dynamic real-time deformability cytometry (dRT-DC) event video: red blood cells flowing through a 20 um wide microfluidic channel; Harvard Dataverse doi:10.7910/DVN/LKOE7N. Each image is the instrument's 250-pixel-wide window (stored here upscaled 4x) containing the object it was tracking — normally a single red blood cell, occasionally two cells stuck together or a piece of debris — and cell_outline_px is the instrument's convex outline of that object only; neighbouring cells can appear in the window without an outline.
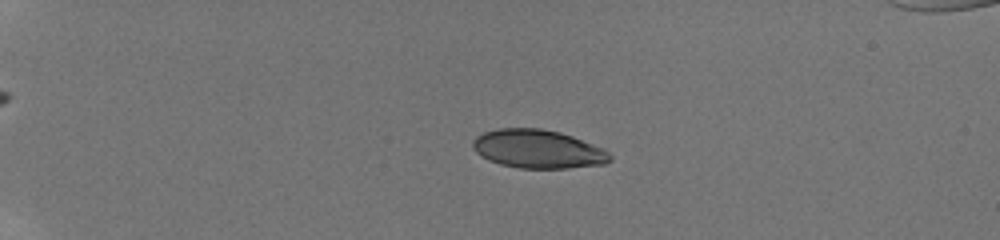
{"species": "human", "species_latin": "Homo sapiens", "temperature_condition": "room temperature", "stored_images_in_passage": 32, "camera_frame_rate_fps": 3000, "um_per_image_px": 0.085, "donor": {"sex": "male"}, "frame": {"image": 1, "passage_image": 6, "time_ms": 4.333, "image_size_px": [1000, 240], "cell_outline_px": [[612, 160], [604, 164], [568, 168], [520, 168], [500, 164], [488, 160], [480, 156], [472, 148], [472, 140], [476, 136], [484, 132], [500, 128], [540, 128], [560, 132], [572, 136], [604, 148], [612, 156]], "centroid_in_image_um": [45.72, 12.66], "position_along_channel_um": 39.3, "area_um2": 30.98}}
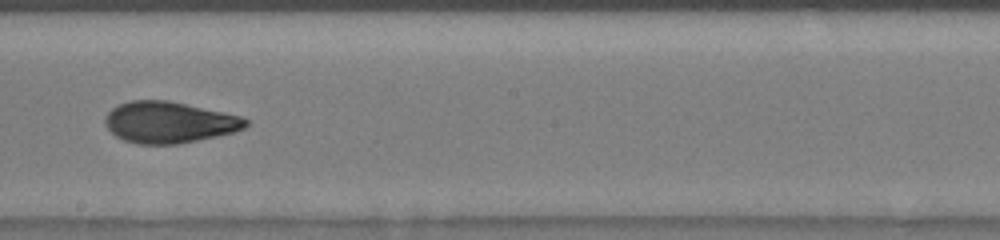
{"frame": {"image": 2, "passage_image": 19, "time_ms": 11.333, "image_size_px": [1000, 240], "cell_outline_px": [[248, 124], [244, 128], [232, 132], [216, 136], [176, 144], [136, 144], [124, 140], [116, 136], [108, 128], [104, 120], [108, 112], [112, 108], [120, 104], [132, 100], [168, 100], [224, 112], [240, 116], [248, 120]], "centroid_in_image_um": [14.36, 10.39], "position_along_channel_um": 233.8, "area_um2": 33.58}}
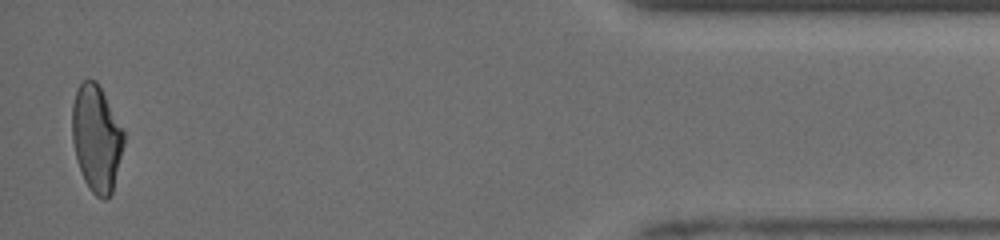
{"frame": {"image": 3, "passage_image": 32, "time_ms": 17.667, "image_size_px": [1000, 240], "cell_outline_px": [[124, 144], [112, 192], [104, 200], [96, 196], [92, 192], [84, 180], [76, 156], [72, 140], [72, 104], [76, 92], [80, 84], [84, 80], [96, 80], [124, 132]], "centroid_in_image_um": [8.19, 11.77], "position_along_channel_um": 427.0, "area_um2": 31.56}, "authors_computed_cell_mechanics": {"area_um2": 32.7148, "velocity_mm_per_s": 3.9551, "shape_relaxation_time_tau1_ms": 10.3254, "shape_relaxation_time_tau2_ms": 1.3439, "deformation_change_tau1": 0.2694, "deformation_change_tau2": 0.0702}}